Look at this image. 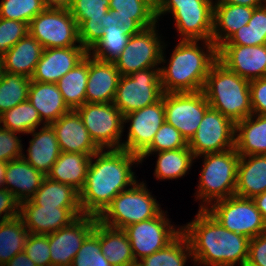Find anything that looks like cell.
I'll return each mask as SVG.
<instances>
[{
  "mask_svg": "<svg viewBox=\"0 0 266 266\" xmlns=\"http://www.w3.org/2000/svg\"><path fill=\"white\" fill-rule=\"evenodd\" d=\"M82 215L81 208L43 207L35 205L31 200L21 202L19 209V217L32 234L56 232Z\"/></svg>",
  "mask_w": 266,
  "mask_h": 266,
  "instance_id": "d6986e66",
  "label": "cell"
},
{
  "mask_svg": "<svg viewBox=\"0 0 266 266\" xmlns=\"http://www.w3.org/2000/svg\"><path fill=\"white\" fill-rule=\"evenodd\" d=\"M28 32L44 49L82 46L78 24L68 8L46 7L30 21Z\"/></svg>",
  "mask_w": 266,
  "mask_h": 266,
  "instance_id": "ba28073f",
  "label": "cell"
},
{
  "mask_svg": "<svg viewBox=\"0 0 266 266\" xmlns=\"http://www.w3.org/2000/svg\"><path fill=\"white\" fill-rule=\"evenodd\" d=\"M89 73V53L56 83L65 103L76 110L86 102V84Z\"/></svg>",
  "mask_w": 266,
  "mask_h": 266,
  "instance_id": "836d02e7",
  "label": "cell"
},
{
  "mask_svg": "<svg viewBox=\"0 0 266 266\" xmlns=\"http://www.w3.org/2000/svg\"><path fill=\"white\" fill-rule=\"evenodd\" d=\"M114 25L122 26L130 35L156 24L155 0H109Z\"/></svg>",
  "mask_w": 266,
  "mask_h": 266,
  "instance_id": "cb8c5ba5",
  "label": "cell"
},
{
  "mask_svg": "<svg viewBox=\"0 0 266 266\" xmlns=\"http://www.w3.org/2000/svg\"><path fill=\"white\" fill-rule=\"evenodd\" d=\"M253 201L257 209L261 212L264 222L266 223V191L255 196Z\"/></svg>",
  "mask_w": 266,
  "mask_h": 266,
  "instance_id": "11a10c76",
  "label": "cell"
},
{
  "mask_svg": "<svg viewBox=\"0 0 266 266\" xmlns=\"http://www.w3.org/2000/svg\"><path fill=\"white\" fill-rule=\"evenodd\" d=\"M90 161L89 154L61 152L46 177L70 185L80 192L85 184Z\"/></svg>",
  "mask_w": 266,
  "mask_h": 266,
  "instance_id": "1f68e13d",
  "label": "cell"
},
{
  "mask_svg": "<svg viewBox=\"0 0 266 266\" xmlns=\"http://www.w3.org/2000/svg\"><path fill=\"white\" fill-rule=\"evenodd\" d=\"M46 8L42 0H2L0 17L25 22L30 21Z\"/></svg>",
  "mask_w": 266,
  "mask_h": 266,
  "instance_id": "ee69618b",
  "label": "cell"
},
{
  "mask_svg": "<svg viewBox=\"0 0 266 266\" xmlns=\"http://www.w3.org/2000/svg\"><path fill=\"white\" fill-rule=\"evenodd\" d=\"M42 126L39 132L34 130L28 133L33 134V138L29 141L27 155L23 154L22 157L37 171L47 176L51 167L59 158L61 149L52 126L48 124Z\"/></svg>",
  "mask_w": 266,
  "mask_h": 266,
  "instance_id": "484cf974",
  "label": "cell"
},
{
  "mask_svg": "<svg viewBox=\"0 0 266 266\" xmlns=\"http://www.w3.org/2000/svg\"><path fill=\"white\" fill-rule=\"evenodd\" d=\"M31 78L15 73H4L0 81V114L28 100Z\"/></svg>",
  "mask_w": 266,
  "mask_h": 266,
  "instance_id": "b9f144b4",
  "label": "cell"
},
{
  "mask_svg": "<svg viewBox=\"0 0 266 266\" xmlns=\"http://www.w3.org/2000/svg\"><path fill=\"white\" fill-rule=\"evenodd\" d=\"M37 109L26 100L8 111L0 114V127L15 133H26L34 131L42 124ZM3 123V125H1Z\"/></svg>",
  "mask_w": 266,
  "mask_h": 266,
  "instance_id": "74e56055",
  "label": "cell"
},
{
  "mask_svg": "<svg viewBox=\"0 0 266 266\" xmlns=\"http://www.w3.org/2000/svg\"><path fill=\"white\" fill-rule=\"evenodd\" d=\"M100 246L112 266H132L136 262L123 229L111 228L100 222Z\"/></svg>",
  "mask_w": 266,
  "mask_h": 266,
  "instance_id": "d6a6232c",
  "label": "cell"
},
{
  "mask_svg": "<svg viewBox=\"0 0 266 266\" xmlns=\"http://www.w3.org/2000/svg\"><path fill=\"white\" fill-rule=\"evenodd\" d=\"M7 162L0 161V188H4Z\"/></svg>",
  "mask_w": 266,
  "mask_h": 266,
  "instance_id": "6f0895ef",
  "label": "cell"
},
{
  "mask_svg": "<svg viewBox=\"0 0 266 266\" xmlns=\"http://www.w3.org/2000/svg\"><path fill=\"white\" fill-rule=\"evenodd\" d=\"M172 13L181 40L212 41L213 0H155L156 20Z\"/></svg>",
  "mask_w": 266,
  "mask_h": 266,
  "instance_id": "8992f818",
  "label": "cell"
},
{
  "mask_svg": "<svg viewBox=\"0 0 266 266\" xmlns=\"http://www.w3.org/2000/svg\"><path fill=\"white\" fill-rule=\"evenodd\" d=\"M132 266H143L139 262H135Z\"/></svg>",
  "mask_w": 266,
  "mask_h": 266,
  "instance_id": "91938a15",
  "label": "cell"
},
{
  "mask_svg": "<svg viewBox=\"0 0 266 266\" xmlns=\"http://www.w3.org/2000/svg\"><path fill=\"white\" fill-rule=\"evenodd\" d=\"M194 263L200 266H245L250 239L224 228L206 209L182 226Z\"/></svg>",
  "mask_w": 266,
  "mask_h": 266,
  "instance_id": "7a4b0ae2",
  "label": "cell"
},
{
  "mask_svg": "<svg viewBox=\"0 0 266 266\" xmlns=\"http://www.w3.org/2000/svg\"><path fill=\"white\" fill-rule=\"evenodd\" d=\"M165 121L174 126L187 142L195 135L210 108L203 91L164 93Z\"/></svg>",
  "mask_w": 266,
  "mask_h": 266,
  "instance_id": "4fadbf2b",
  "label": "cell"
},
{
  "mask_svg": "<svg viewBox=\"0 0 266 266\" xmlns=\"http://www.w3.org/2000/svg\"><path fill=\"white\" fill-rule=\"evenodd\" d=\"M68 9L78 24L80 43L88 52L101 40L104 28L114 25L109 0H72Z\"/></svg>",
  "mask_w": 266,
  "mask_h": 266,
  "instance_id": "2e32d148",
  "label": "cell"
},
{
  "mask_svg": "<svg viewBox=\"0 0 266 266\" xmlns=\"http://www.w3.org/2000/svg\"><path fill=\"white\" fill-rule=\"evenodd\" d=\"M157 163L154 170V177L158 180L177 179L190 170L195 158L189 147L165 150L157 152Z\"/></svg>",
  "mask_w": 266,
  "mask_h": 266,
  "instance_id": "d590c367",
  "label": "cell"
},
{
  "mask_svg": "<svg viewBox=\"0 0 266 266\" xmlns=\"http://www.w3.org/2000/svg\"><path fill=\"white\" fill-rule=\"evenodd\" d=\"M192 258L186 236L181 232L165 248L138 261L143 266H185L187 258Z\"/></svg>",
  "mask_w": 266,
  "mask_h": 266,
  "instance_id": "f35d334b",
  "label": "cell"
},
{
  "mask_svg": "<svg viewBox=\"0 0 266 266\" xmlns=\"http://www.w3.org/2000/svg\"><path fill=\"white\" fill-rule=\"evenodd\" d=\"M87 54L88 51L83 46L44 49L31 80L42 83H57Z\"/></svg>",
  "mask_w": 266,
  "mask_h": 266,
  "instance_id": "44dd1931",
  "label": "cell"
},
{
  "mask_svg": "<svg viewBox=\"0 0 266 266\" xmlns=\"http://www.w3.org/2000/svg\"><path fill=\"white\" fill-rule=\"evenodd\" d=\"M71 266H112L101 252L100 222L97 220L94 230L86 237Z\"/></svg>",
  "mask_w": 266,
  "mask_h": 266,
  "instance_id": "7bdbcfd3",
  "label": "cell"
},
{
  "mask_svg": "<svg viewBox=\"0 0 266 266\" xmlns=\"http://www.w3.org/2000/svg\"><path fill=\"white\" fill-rule=\"evenodd\" d=\"M24 252L37 266H51L48 235L29 233Z\"/></svg>",
  "mask_w": 266,
  "mask_h": 266,
  "instance_id": "7dc6e473",
  "label": "cell"
},
{
  "mask_svg": "<svg viewBox=\"0 0 266 266\" xmlns=\"http://www.w3.org/2000/svg\"><path fill=\"white\" fill-rule=\"evenodd\" d=\"M180 40L171 54L168 66L160 68V81L164 93L203 91L211 66L217 61V47L212 41Z\"/></svg>",
  "mask_w": 266,
  "mask_h": 266,
  "instance_id": "3957f363",
  "label": "cell"
},
{
  "mask_svg": "<svg viewBox=\"0 0 266 266\" xmlns=\"http://www.w3.org/2000/svg\"><path fill=\"white\" fill-rule=\"evenodd\" d=\"M206 210L224 228L249 239L266 232V223L253 199L234 195L213 202Z\"/></svg>",
  "mask_w": 266,
  "mask_h": 266,
  "instance_id": "30bf717a",
  "label": "cell"
},
{
  "mask_svg": "<svg viewBox=\"0 0 266 266\" xmlns=\"http://www.w3.org/2000/svg\"><path fill=\"white\" fill-rule=\"evenodd\" d=\"M4 266H37L31 259L28 258L27 254L22 251L16 254L10 261Z\"/></svg>",
  "mask_w": 266,
  "mask_h": 266,
  "instance_id": "f5cc1de1",
  "label": "cell"
},
{
  "mask_svg": "<svg viewBox=\"0 0 266 266\" xmlns=\"http://www.w3.org/2000/svg\"><path fill=\"white\" fill-rule=\"evenodd\" d=\"M253 7L229 3H214L212 42L218 48L235 31L248 24Z\"/></svg>",
  "mask_w": 266,
  "mask_h": 266,
  "instance_id": "4dcf8cb0",
  "label": "cell"
},
{
  "mask_svg": "<svg viewBox=\"0 0 266 266\" xmlns=\"http://www.w3.org/2000/svg\"><path fill=\"white\" fill-rule=\"evenodd\" d=\"M28 33L27 23L0 17V58Z\"/></svg>",
  "mask_w": 266,
  "mask_h": 266,
  "instance_id": "bcb514c9",
  "label": "cell"
},
{
  "mask_svg": "<svg viewBox=\"0 0 266 266\" xmlns=\"http://www.w3.org/2000/svg\"><path fill=\"white\" fill-rule=\"evenodd\" d=\"M216 2L236 4V5H242V6H247V7H253V8L261 7L266 4V0H217Z\"/></svg>",
  "mask_w": 266,
  "mask_h": 266,
  "instance_id": "db71d44e",
  "label": "cell"
},
{
  "mask_svg": "<svg viewBox=\"0 0 266 266\" xmlns=\"http://www.w3.org/2000/svg\"><path fill=\"white\" fill-rule=\"evenodd\" d=\"M234 148L240 156L266 155V115L251 114L235 123Z\"/></svg>",
  "mask_w": 266,
  "mask_h": 266,
  "instance_id": "f546056e",
  "label": "cell"
},
{
  "mask_svg": "<svg viewBox=\"0 0 266 266\" xmlns=\"http://www.w3.org/2000/svg\"><path fill=\"white\" fill-rule=\"evenodd\" d=\"M156 25L130 36L127 45L113 62L121 76L166 63L163 52L165 45L158 37Z\"/></svg>",
  "mask_w": 266,
  "mask_h": 266,
  "instance_id": "7c38bea8",
  "label": "cell"
},
{
  "mask_svg": "<svg viewBox=\"0 0 266 266\" xmlns=\"http://www.w3.org/2000/svg\"><path fill=\"white\" fill-rule=\"evenodd\" d=\"M29 231L22 219L0 221V263L4 266L16 254L24 251Z\"/></svg>",
  "mask_w": 266,
  "mask_h": 266,
  "instance_id": "8d00e7d4",
  "label": "cell"
},
{
  "mask_svg": "<svg viewBox=\"0 0 266 266\" xmlns=\"http://www.w3.org/2000/svg\"><path fill=\"white\" fill-rule=\"evenodd\" d=\"M188 146V142L174 126L166 121L161 125L151 145L139 156L142 161L150 154L165 150L181 149Z\"/></svg>",
  "mask_w": 266,
  "mask_h": 266,
  "instance_id": "f6af8a7d",
  "label": "cell"
},
{
  "mask_svg": "<svg viewBox=\"0 0 266 266\" xmlns=\"http://www.w3.org/2000/svg\"><path fill=\"white\" fill-rule=\"evenodd\" d=\"M201 156L204 157V164L196 198L206 202L205 204L201 203L200 206V209H206L212 202L235 195L240 155L235 148H232Z\"/></svg>",
  "mask_w": 266,
  "mask_h": 266,
  "instance_id": "5b68a950",
  "label": "cell"
},
{
  "mask_svg": "<svg viewBox=\"0 0 266 266\" xmlns=\"http://www.w3.org/2000/svg\"><path fill=\"white\" fill-rule=\"evenodd\" d=\"M5 73V69L3 68L2 61L0 59V81L2 80Z\"/></svg>",
  "mask_w": 266,
  "mask_h": 266,
  "instance_id": "680465c9",
  "label": "cell"
},
{
  "mask_svg": "<svg viewBox=\"0 0 266 266\" xmlns=\"http://www.w3.org/2000/svg\"><path fill=\"white\" fill-rule=\"evenodd\" d=\"M94 143L101 149H122L124 116L112 103H87L76 109Z\"/></svg>",
  "mask_w": 266,
  "mask_h": 266,
  "instance_id": "8fae6325",
  "label": "cell"
},
{
  "mask_svg": "<svg viewBox=\"0 0 266 266\" xmlns=\"http://www.w3.org/2000/svg\"><path fill=\"white\" fill-rule=\"evenodd\" d=\"M45 177L21 157L7 163L4 188L21 203L34 196Z\"/></svg>",
  "mask_w": 266,
  "mask_h": 266,
  "instance_id": "d4e9b609",
  "label": "cell"
},
{
  "mask_svg": "<svg viewBox=\"0 0 266 266\" xmlns=\"http://www.w3.org/2000/svg\"><path fill=\"white\" fill-rule=\"evenodd\" d=\"M160 68H147L120 76L113 104L124 115L159 101L164 92Z\"/></svg>",
  "mask_w": 266,
  "mask_h": 266,
  "instance_id": "9c48e42d",
  "label": "cell"
},
{
  "mask_svg": "<svg viewBox=\"0 0 266 266\" xmlns=\"http://www.w3.org/2000/svg\"><path fill=\"white\" fill-rule=\"evenodd\" d=\"M266 191V155L240 156L235 195L253 199Z\"/></svg>",
  "mask_w": 266,
  "mask_h": 266,
  "instance_id": "83f0119b",
  "label": "cell"
},
{
  "mask_svg": "<svg viewBox=\"0 0 266 266\" xmlns=\"http://www.w3.org/2000/svg\"><path fill=\"white\" fill-rule=\"evenodd\" d=\"M252 114L266 115V77L249 81Z\"/></svg>",
  "mask_w": 266,
  "mask_h": 266,
  "instance_id": "681fc988",
  "label": "cell"
},
{
  "mask_svg": "<svg viewBox=\"0 0 266 266\" xmlns=\"http://www.w3.org/2000/svg\"><path fill=\"white\" fill-rule=\"evenodd\" d=\"M19 209L20 203L15 199L14 195L7 189L0 188V221L17 218Z\"/></svg>",
  "mask_w": 266,
  "mask_h": 266,
  "instance_id": "816d5d0a",
  "label": "cell"
},
{
  "mask_svg": "<svg viewBox=\"0 0 266 266\" xmlns=\"http://www.w3.org/2000/svg\"><path fill=\"white\" fill-rule=\"evenodd\" d=\"M55 131L61 152L94 155L101 149L94 143L76 110L62 115L50 124Z\"/></svg>",
  "mask_w": 266,
  "mask_h": 266,
  "instance_id": "7402d4cb",
  "label": "cell"
},
{
  "mask_svg": "<svg viewBox=\"0 0 266 266\" xmlns=\"http://www.w3.org/2000/svg\"><path fill=\"white\" fill-rule=\"evenodd\" d=\"M28 100L37 109L41 120H45L44 125H50L62 115L71 111L56 83H42L31 80Z\"/></svg>",
  "mask_w": 266,
  "mask_h": 266,
  "instance_id": "4316f807",
  "label": "cell"
},
{
  "mask_svg": "<svg viewBox=\"0 0 266 266\" xmlns=\"http://www.w3.org/2000/svg\"><path fill=\"white\" fill-rule=\"evenodd\" d=\"M165 215L163 211L154 218L133 223L123 229L136 262L165 248L182 232L181 226L175 229Z\"/></svg>",
  "mask_w": 266,
  "mask_h": 266,
  "instance_id": "5bb4252c",
  "label": "cell"
},
{
  "mask_svg": "<svg viewBox=\"0 0 266 266\" xmlns=\"http://www.w3.org/2000/svg\"><path fill=\"white\" fill-rule=\"evenodd\" d=\"M130 36L120 25L106 27L101 40L88 53L98 60L114 62L127 45Z\"/></svg>",
  "mask_w": 266,
  "mask_h": 266,
  "instance_id": "60d3db41",
  "label": "cell"
},
{
  "mask_svg": "<svg viewBox=\"0 0 266 266\" xmlns=\"http://www.w3.org/2000/svg\"><path fill=\"white\" fill-rule=\"evenodd\" d=\"M266 44V4L253 10L248 24L235 31L222 45Z\"/></svg>",
  "mask_w": 266,
  "mask_h": 266,
  "instance_id": "ab89813d",
  "label": "cell"
},
{
  "mask_svg": "<svg viewBox=\"0 0 266 266\" xmlns=\"http://www.w3.org/2000/svg\"><path fill=\"white\" fill-rule=\"evenodd\" d=\"M18 133L0 127V161L9 162L23 156L21 140Z\"/></svg>",
  "mask_w": 266,
  "mask_h": 266,
  "instance_id": "c3c4849f",
  "label": "cell"
},
{
  "mask_svg": "<svg viewBox=\"0 0 266 266\" xmlns=\"http://www.w3.org/2000/svg\"><path fill=\"white\" fill-rule=\"evenodd\" d=\"M234 145L235 123L212 108L205 112L195 135L188 142L195 159L232 149Z\"/></svg>",
  "mask_w": 266,
  "mask_h": 266,
  "instance_id": "9a60e30c",
  "label": "cell"
},
{
  "mask_svg": "<svg viewBox=\"0 0 266 266\" xmlns=\"http://www.w3.org/2000/svg\"><path fill=\"white\" fill-rule=\"evenodd\" d=\"M120 76L113 62L98 60L89 54L86 102L112 103L116 95Z\"/></svg>",
  "mask_w": 266,
  "mask_h": 266,
  "instance_id": "603a6c76",
  "label": "cell"
},
{
  "mask_svg": "<svg viewBox=\"0 0 266 266\" xmlns=\"http://www.w3.org/2000/svg\"><path fill=\"white\" fill-rule=\"evenodd\" d=\"M203 92L210 108L234 123L252 114L249 80L228 70L218 60L209 70Z\"/></svg>",
  "mask_w": 266,
  "mask_h": 266,
  "instance_id": "277c9868",
  "label": "cell"
},
{
  "mask_svg": "<svg viewBox=\"0 0 266 266\" xmlns=\"http://www.w3.org/2000/svg\"><path fill=\"white\" fill-rule=\"evenodd\" d=\"M246 266H266V232L250 239Z\"/></svg>",
  "mask_w": 266,
  "mask_h": 266,
  "instance_id": "f907efd6",
  "label": "cell"
},
{
  "mask_svg": "<svg viewBox=\"0 0 266 266\" xmlns=\"http://www.w3.org/2000/svg\"><path fill=\"white\" fill-rule=\"evenodd\" d=\"M46 7L69 8L72 0H42Z\"/></svg>",
  "mask_w": 266,
  "mask_h": 266,
  "instance_id": "9f6ffc18",
  "label": "cell"
},
{
  "mask_svg": "<svg viewBox=\"0 0 266 266\" xmlns=\"http://www.w3.org/2000/svg\"><path fill=\"white\" fill-rule=\"evenodd\" d=\"M97 216H79L68 226L47 234L51 266H71L86 237L94 230Z\"/></svg>",
  "mask_w": 266,
  "mask_h": 266,
  "instance_id": "ac0fdd59",
  "label": "cell"
},
{
  "mask_svg": "<svg viewBox=\"0 0 266 266\" xmlns=\"http://www.w3.org/2000/svg\"><path fill=\"white\" fill-rule=\"evenodd\" d=\"M134 163H141L139 156L124 149H104L92 155L79 192L82 213L98 217L117 194L132 187L137 182Z\"/></svg>",
  "mask_w": 266,
  "mask_h": 266,
  "instance_id": "6da1fadb",
  "label": "cell"
},
{
  "mask_svg": "<svg viewBox=\"0 0 266 266\" xmlns=\"http://www.w3.org/2000/svg\"><path fill=\"white\" fill-rule=\"evenodd\" d=\"M129 121L127 141L122 142V149L140 156L151 145L155 134L165 122L163 97L151 105L124 115V123Z\"/></svg>",
  "mask_w": 266,
  "mask_h": 266,
  "instance_id": "e0dca14e",
  "label": "cell"
},
{
  "mask_svg": "<svg viewBox=\"0 0 266 266\" xmlns=\"http://www.w3.org/2000/svg\"><path fill=\"white\" fill-rule=\"evenodd\" d=\"M43 50V46L28 33L0 59L6 72L31 78Z\"/></svg>",
  "mask_w": 266,
  "mask_h": 266,
  "instance_id": "f1b7e54d",
  "label": "cell"
},
{
  "mask_svg": "<svg viewBox=\"0 0 266 266\" xmlns=\"http://www.w3.org/2000/svg\"><path fill=\"white\" fill-rule=\"evenodd\" d=\"M159 205L145 183L137 181L113 198L98 216V221L111 228L124 229L133 223L158 216L163 211Z\"/></svg>",
  "mask_w": 266,
  "mask_h": 266,
  "instance_id": "52a82bcc",
  "label": "cell"
},
{
  "mask_svg": "<svg viewBox=\"0 0 266 266\" xmlns=\"http://www.w3.org/2000/svg\"><path fill=\"white\" fill-rule=\"evenodd\" d=\"M43 207L81 208L79 192L65 183L45 177L40 188L30 199Z\"/></svg>",
  "mask_w": 266,
  "mask_h": 266,
  "instance_id": "e575fe53",
  "label": "cell"
},
{
  "mask_svg": "<svg viewBox=\"0 0 266 266\" xmlns=\"http://www.w3.org/2000/svg\"><path fill=\"white\" fill-rule=\"evenodd\" d=\"M217 60L242 78L266 77V44L258 46L220 45Z\"/></svg>",
  "mask_w": 266,
  "mask_h": 266,
  "instance_id": "ffe728a7",
  "label": "cell"
}]
</instances>
